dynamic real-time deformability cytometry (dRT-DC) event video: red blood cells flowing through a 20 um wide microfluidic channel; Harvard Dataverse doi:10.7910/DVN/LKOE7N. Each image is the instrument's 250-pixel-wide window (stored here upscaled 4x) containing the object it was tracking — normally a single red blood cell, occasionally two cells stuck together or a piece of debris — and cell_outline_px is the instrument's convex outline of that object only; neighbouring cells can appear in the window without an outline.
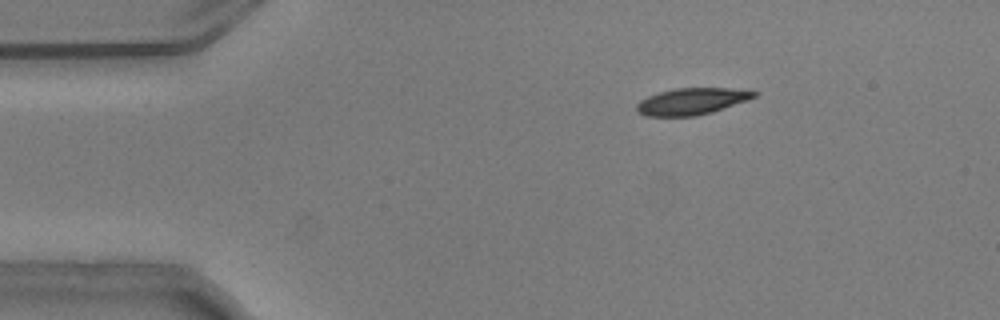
{"species": "common noctule bat (a hibernating species)", "species_latin": "Nyctalus noctula", "temperature_condition": "warm", "stored_images_in_passage": 49, "camera_frame_rate_fps": 3000, "um_per_image_px": 0.085, "animal": {"sex": "male", "body_mass_g": 20.5, "forearm_length_mm": 52.5}, "frame": {"image": 1, "passage_image": 4, "time_ms": 1.0, "image_size_px": [1000, 320], "cell_outline_px": [[756, 96], [748, 100], [712, 112], [696, 116], [644, 116], [636, 112], [636, 104], [640, 100], [648, 96], [660, 92], [676, 88], [728, 88], [756, 92]], "centroid_in_image_um": [58.74, 8.62], "position_along_channel_um": 26.3, "area_um2": 18.15}}
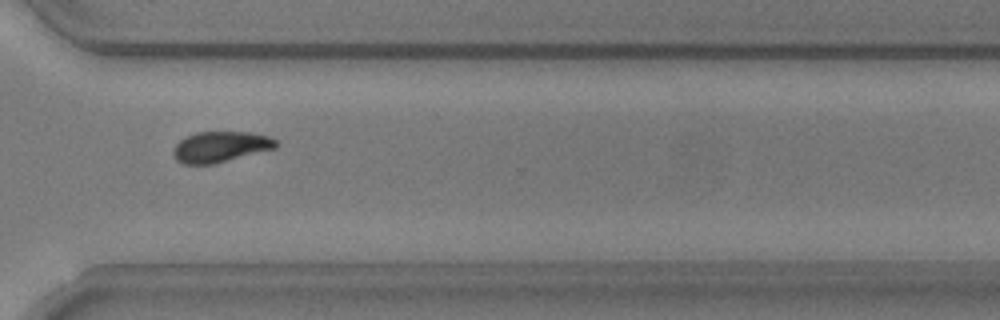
{"frame": {"image": 2, "passage_image": 35, "time_ms": 11.333, "image_size_px": [1000, 320], "cell_outline_px": [[280, 144], [276, 148], [212, 164], [184, 164], [176, 160], [172, 152], [176, 144], [180, 140], [196, 132], [252, 132], [268, 136], [276, 140]], "centroid_in_image_um": [18.75, 12.47], "position_along_channel_um": 351.8, "area_um2": 18.32}}
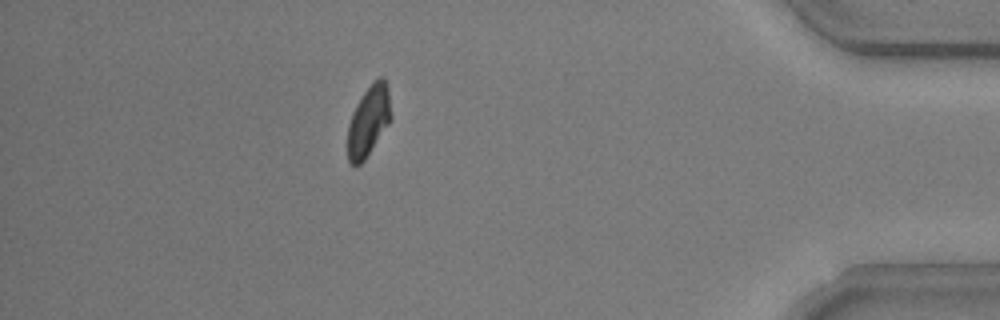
{"frame": {"image": 3, "passage_image": 43, "time_ms": 14.0, "image_size_px": [1000, 320], "cell_outline_px": [[392, 120], [364, 160], [360, 164], [352, 164], [348, 160], [348, 124], [356, 104], [372, 80], [380, 76], [384, 76], [388, 88], [392, 116]], "centroid_in_image_um": [31.36, 10.22], "position_along_channel_um": 403.8, "area_um2": 17.92}, "authors_computed_cell_mechanics": {"area_um2": 18.6694, "velocity_mm_per_s": 3.723, "shape_relaxation_time_tau1_ms": 3.2776, "shape_relaxation_time_tau2_ms": 4.5416, "deformation_change_tau1": 0.1219, "deformation_change_tau2": 0.0898}}